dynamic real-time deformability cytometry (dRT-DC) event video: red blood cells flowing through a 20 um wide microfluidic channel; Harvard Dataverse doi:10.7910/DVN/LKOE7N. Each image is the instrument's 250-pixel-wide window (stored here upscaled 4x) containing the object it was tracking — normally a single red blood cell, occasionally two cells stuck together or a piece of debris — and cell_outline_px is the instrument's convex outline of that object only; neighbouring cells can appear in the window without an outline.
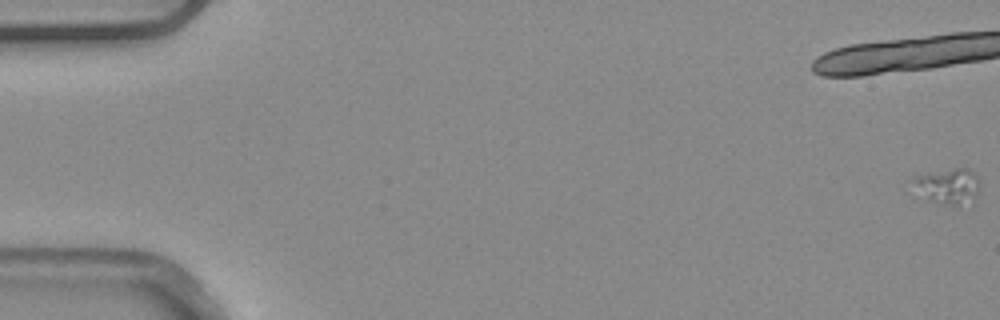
{"species": "common noctule bat (a hibernating species)", "species_latin": "Nyctalus noctula", "temperature_condition": "warm", "stored_images_in_passage": 11, "camera_frame_rate_fps": 3000, "um_per_image_px": 0.085, "animal": {"sex": "male", "body_mass_g": 20.4}, "frame": {"image": 1, "passage_image": 1, "time_ms": 0.0, "image_size_px": [1000, 320], "cell_outline_px": [[980, 184], [976, 196], [956, 204], [936, 200], [928, 196], [908, 180], [916, 176], [928, 172], [952, 168], [968, 168], [980, 180]], "centroid_in_image_um": [80.62, 15.7], "position_along_channel_um": 4.4, "area_um2": 12.83}}
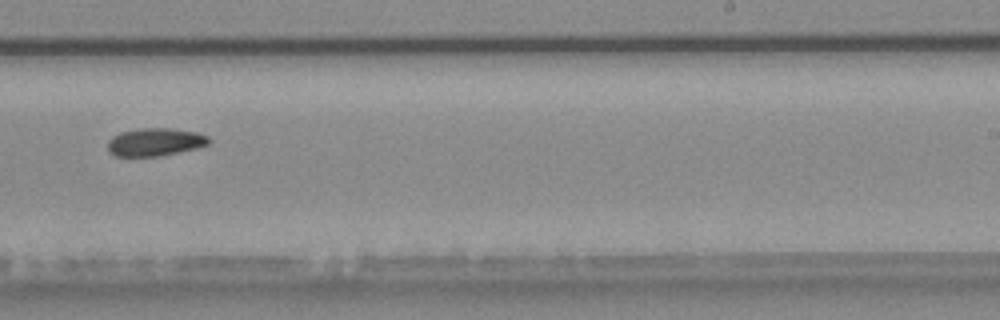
{"frame": {"image": 2, "passage_image": 10, "time_ms": 3.0, "image_size_px": [1000, 320], "cell_outline_px": [[212, 140], [208, 144], [196, 148], [180, 152], [160, 156], [116, 156], [108, 152], [108, 140], [112, 136], [120, 132], [140, 128], [168, 128], [196, 132], [208, 136]], "centroid_in_image_um": [13.17, 12.07], "position_along_channel_um": 275.8, "area_um2": 16.53}}